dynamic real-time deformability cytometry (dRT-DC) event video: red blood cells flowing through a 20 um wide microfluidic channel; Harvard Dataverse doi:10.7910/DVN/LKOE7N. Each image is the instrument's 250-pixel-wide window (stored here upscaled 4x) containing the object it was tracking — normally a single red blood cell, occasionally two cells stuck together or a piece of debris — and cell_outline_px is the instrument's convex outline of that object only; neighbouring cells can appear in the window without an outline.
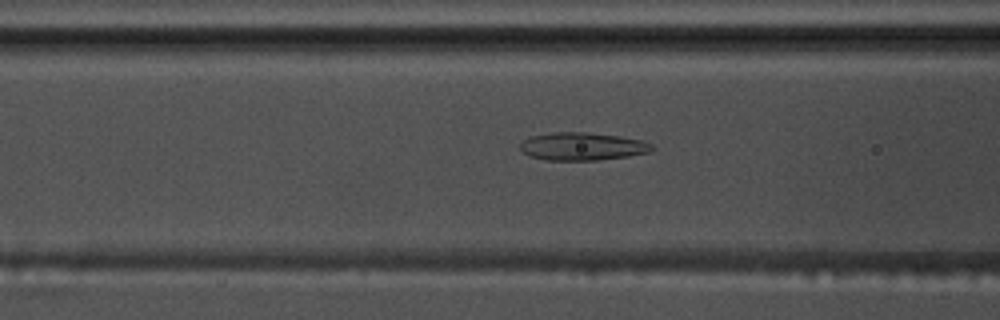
{"species": "common noctule bat (a hibernating species)", "species_latin": "Nyctalus noctula", "temperature_condition": "warm", "stored_images_in_passage": 56, "camera_frame_rate_fps": 3000, "um_per_image_px": 0.085, "animal": {"sex": "male", "body_mass_g": 17.5, "forearm_length_mm": 52.3}, "frame": {"image": 1, "passage_image": 23, "time_ms": 7.333, "image_size_px": [1000, 320], "cell_outline_px": [[656, 148], [652, 152], [628, 156], [596, 160], [544, 160], [528, 156], [520, 148], [520, 144], [528, 136], [552, 132], [584, 132], [620, 136], [640, 140], [652, 144]], "centroid_in_image_um": [49.5, 12.44], "position_along_channel_um": 117.1, "area_um2": 21.56}}
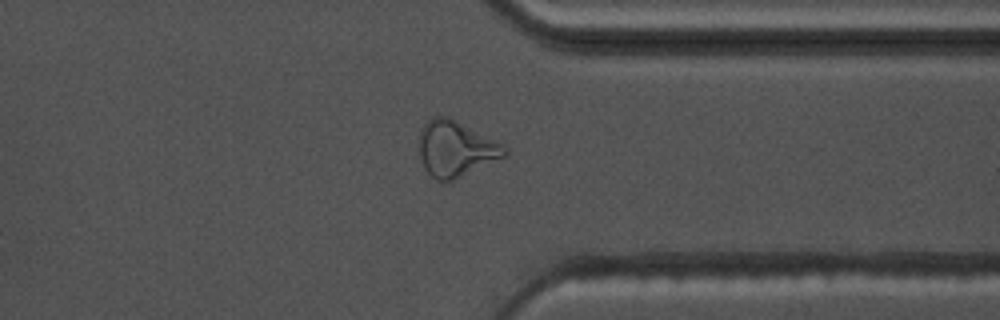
{"frame": {"image": 2, "passage_image": 44, "time_ms": 14.333, "image_size_px": [1000, 320], "cell_outline_px": [[508, 152], [504, 156], [452, 180], [436, 180], [424, 168], [420, 160], [420, 128], [432, 116], [448, 116], [504, 144], [508, 148]], "centroid_in_image_um": [38.72, 12.61], "position_along_channel_um": 372.7, "area_um2": 27.4}}
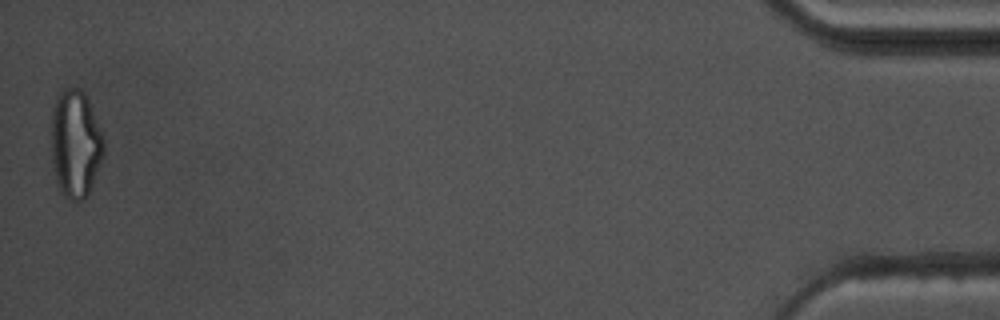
{"frame": {"image": 3, "passage_image": 56, "time_ms": 18.333, "image_size_px": [1000, 320], "cell_outline_px": [[104, 156], [88, 192], [84, 200], [72, 200], [60, 192], [56, 184], [52, 160], [52, 112], [56, 96], [64, 88], [76, 88], [84, 92], [88, 100], [104, 140]], "centroid_in_image_um": [6.4, 12.23], "position_along_channel_um": 428.8, "area_um2": 32.71}, "authors_computed_cell_mechanics": {"area_um2": 23.0622, "velocity_mm_per_s": 3.6811, "shape_relaxation_time_tau1_ms": null, "shape_relaxation_time_tau2_ms": 2.1198, "deformation_change_tau1": null, "deformation_change_tau2": 0.1115}}